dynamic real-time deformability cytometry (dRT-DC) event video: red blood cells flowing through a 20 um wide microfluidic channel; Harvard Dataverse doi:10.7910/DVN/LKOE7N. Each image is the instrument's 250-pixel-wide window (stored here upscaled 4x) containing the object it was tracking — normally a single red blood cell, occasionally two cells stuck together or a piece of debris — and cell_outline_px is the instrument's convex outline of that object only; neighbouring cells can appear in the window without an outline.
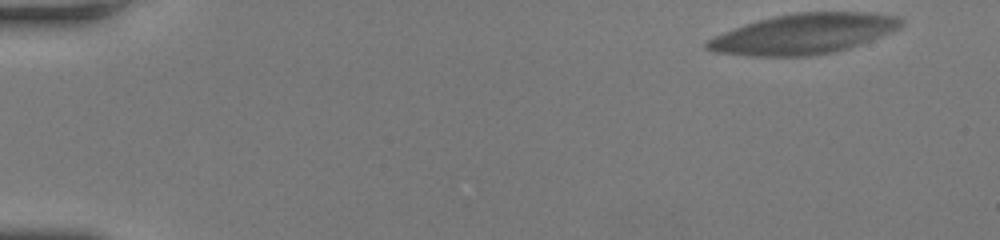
{"species": "human", "species_latin": "Homo sapiens", "temperature_condition": "room temperature", "stored_images_in_passage": 55, "camera_frame_rate_fps": 3000, "um_per_image_px": 0.085, "donor": {"sex": "female"}, "frame": {"image": 1, "passage_image": 1, "time_ms": 0.0, "image_size_px": [1000, 240], "cell_outline_px": [[904, 24], [900, 28], [860, 44], [848, 48], [832, 52], [808, 56], [752, 56], [716, 52], [704, 48], [704, 44], [708, 40], [724, 32], [744, 24], [776, 16], [796, 12], [868, 12], [900, 16], [904, 20]], "centroid_in_image_um": [68.35, 2.87], "position_along_channel_um": 16.7, "area_um2": 45.26}}
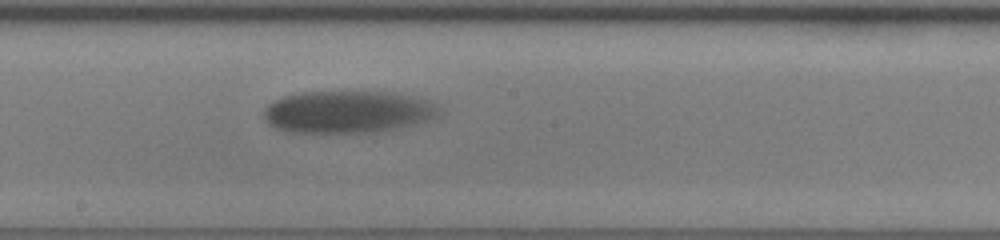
{"frame": {"image": 2, "passage_image": 31, "time_ms": 10.0, "image_size_px": [1000, 240], "cell_outline_px": [[440, 112], [436, 116], [412, 124], [384, 132], [284, 132], [268, 124], [264, 120], [264, 108], [272, 100], [284, 96], [304, 92], [392, 92], [412, 96], [424, 100], [432, 104]], "centroid_in_image_um": [29.46, 9.51], "position_along_channel_um": 218.7, "area_um2": 42.89}}
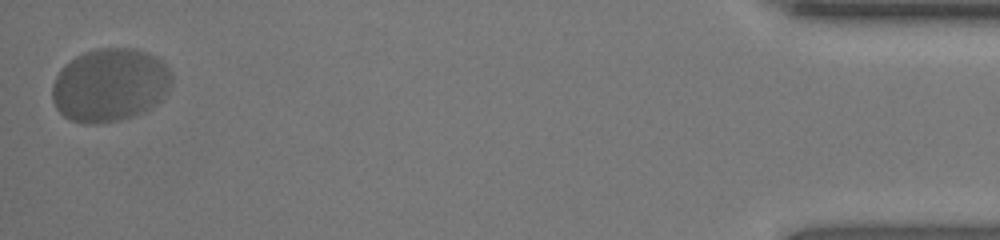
{"frame": {"image": 3, "passage_image": 55, "time_ms": 18.0, "image_size_px": [1000, 240], "cell_outline_px": [[168, 84], [164, 96], [152, 108], [132, 116], [120, 120], [96, 124], [84, 124], [68, 120], [56, 108], [52, 100], [52, 84], [60, 68], [64, 64], [76, 56], [84, 52], [96, 48], [136, 48], [148, 52], [156, 56], [168, 68]], "centroid_in_image_um": [9.27, 7.23], "position_along_channel_um": 425.9, "area_um2": 51.1}, "authors_computed_cell_mechanics": {"area_um2": 44.217, "velocity_mm_per_s": 3.5681, "shape_relaxation_time_tau1_ms": 4.5068, "shape_relaxation_time_tau2_ms": null, "deformation_change_tau1": 0.1351, "deformation_change_tau2": null}}